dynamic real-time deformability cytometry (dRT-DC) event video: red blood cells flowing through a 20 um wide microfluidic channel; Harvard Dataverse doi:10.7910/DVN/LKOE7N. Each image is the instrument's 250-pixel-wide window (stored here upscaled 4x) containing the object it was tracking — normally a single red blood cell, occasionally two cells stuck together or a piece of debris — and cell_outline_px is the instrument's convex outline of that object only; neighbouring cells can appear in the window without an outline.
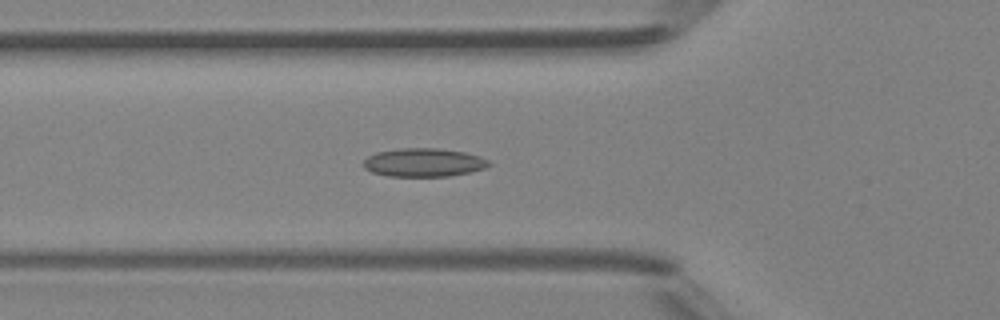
{"species": "Egyptian fruit bat (a non-hibernating species)", "species_latin": "Rousettus aegyptiacus", "temperature_condition": "room temperature", "stored_images_in_passage": 39, "camera_frame_rate_fps": 3000, "um_per_image_px": 0.085, "animal": {"sex": "female"}, "frame": {"image": 1, "passage_image": 9, "time_ms": 2.667, "image_size_px": [1000, 320], "cell_outline_px": [[492, 164], [484, 168], [468, 172], [448, 176], [388, 176], [372, 172], [364, 168], [364, 160], [368, 156], [376, 152], [400, 148], [440, 148], [464, 152], [480, 156], [488, 160]], "centroid_in_image_um": [36.01, 13.8], "position_along_channel_um": 89.8, "area_um2": 20.75}}
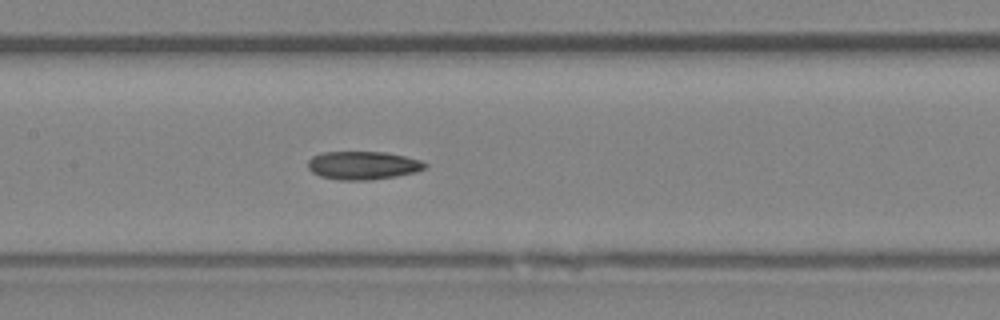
{"frame": {"image": 2, "passage_image": 15, "time_ms": 4.667, "image_size_px": [1000, 320], "cell_outline_px": [[428, 164], [424, 168], [416, 172], [396, 176], [372, 180], [336, 180], [320, 176], [312, 172], [308, 168], [308, 160], [312, 156], [324, 152], [384, 152], [404, 156], [420, 160]], "centroid_in_image_um": [30.83, 14.06], "position_along_channel_um": 176.6, "area_um2": 19.31}}
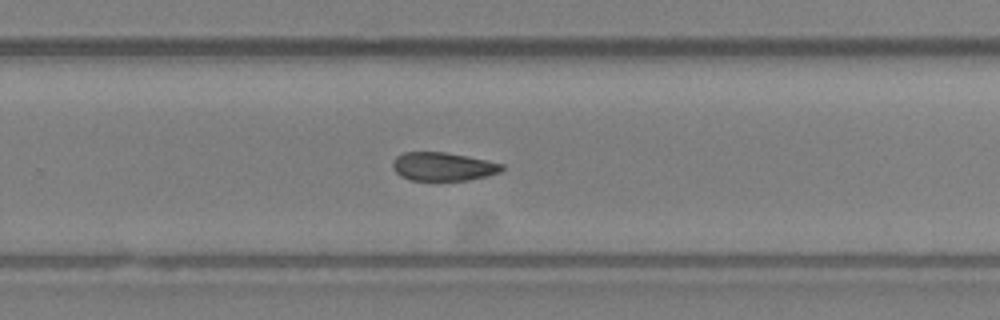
{"frame": {"image": 3, "passage_image": 23, "time_ms": 7.333, "image_size_px": [1000, 320], "cell_outline_px": [[504, 168], [500, 172], [468, 180], [408, 180], [400, 176], [392, 168], [392, 164], [396, 156], [404, 152], [444, 152], [488, 160], [504, 164]], "centroid_in_image_um": [37.64, 14.15], "position_along_channel_um": 292.2, "area_um2": 18.09}}